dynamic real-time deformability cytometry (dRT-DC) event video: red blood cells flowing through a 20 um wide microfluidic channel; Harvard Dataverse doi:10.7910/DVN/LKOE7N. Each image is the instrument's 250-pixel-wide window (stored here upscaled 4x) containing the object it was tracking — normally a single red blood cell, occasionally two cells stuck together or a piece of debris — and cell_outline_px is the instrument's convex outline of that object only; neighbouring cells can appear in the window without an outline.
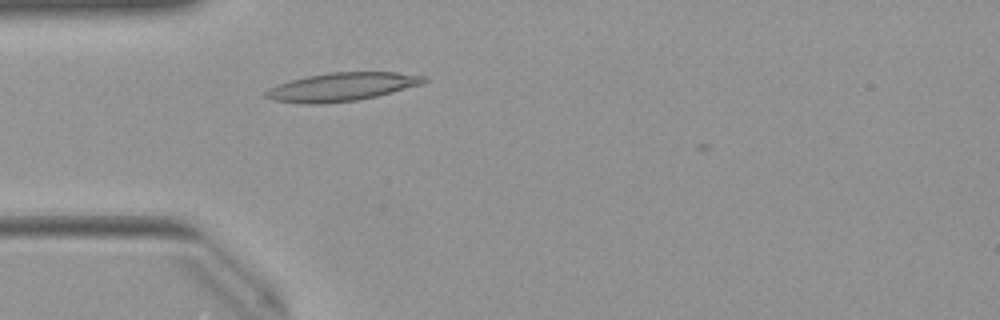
{"species": "Egyptian fruit bat (a non-hibernating species)", "species_latin": "Rousettus aegyptiacus", "temperature_condition": "warm", "stored_images_in_passage": 2, "camera_frame_rate_fps": 3000, "um_per_image_px": 0.085, "animal": {"sex": "female"}, "frame": {"image": 1, "passage_image": 1, "time_ms": 0.0, "image_size_px": [1000, 320], "cell_outline_px": [[428, 80], [420, 84], [392, 92], [376, 96], [356, 100], [324, 104], [300, 104], [272, 100], [264, 96], [264, 92], [268, 88], [276, 84], [308, 76], [332, 72], [396, 72], [428, 76]], "centroid_in_image_um": [29.01, 7.39], "position_along_channel_um": 56.0, "area_um2": 26.18}}